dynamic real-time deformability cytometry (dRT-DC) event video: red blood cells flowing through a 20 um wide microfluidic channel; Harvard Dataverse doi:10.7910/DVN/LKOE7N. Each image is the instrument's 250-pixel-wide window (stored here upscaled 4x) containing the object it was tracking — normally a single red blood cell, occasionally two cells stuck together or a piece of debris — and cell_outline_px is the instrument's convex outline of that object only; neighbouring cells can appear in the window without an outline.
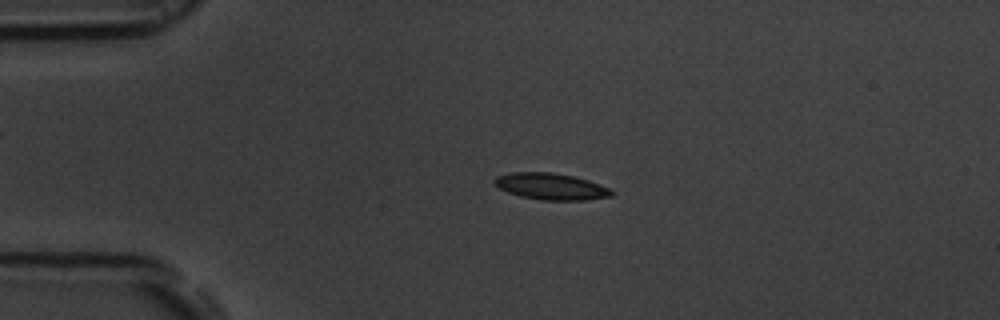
{"species": "common noctule bat (a hibernating species)", "species_latin": "Nyctalus noctula", "temperature_condition": "room temperature", "stored_images_in_passage": 53, "camera_frame_rate_fps": 3000, "um_per_image_px": 0.085, "animal": {"sex": "male", "body_mass_g": 19.5, "forearm_length_mm": 54.6}, "frame": {"image": 1, "passage_image": 12, "time_ms": 3.667, "image_size_px": [1000, 320], "cell_outline_px": [[616, 192], [612, 196], [584, 200], [544, 200], [520, 196], [508, 192], [500, 188], [492, 180], [496, 176], [512, 172], [552, 172], [572, 176], [588, 180], [612, 188]], "centroid_in_image_um": [46.87, 15.84], "position_along_channel_um": 38.1, "area_um2": 18.15}}
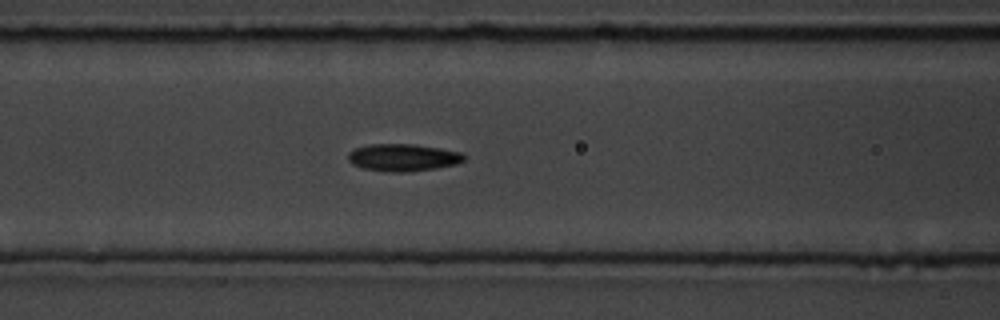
{"frame": {"image": 2, "passage_image": 22, "time_ms": 7.0, "image_size_px": [1000, 320], "cell_outline_px": [[468, 156], [464, 160], [456, 164], [436, 168], [404, 172], [388, 172], [364, 168], [352, 164], [348, 160], [348, 152], [356, 148], [368, 144], [412, 144], [440, 148], [460, 152]], "centroid_in_image_um": [34.26, 13.38], "position_along_channel_um": 132.3, "area_um2": 18.44}}
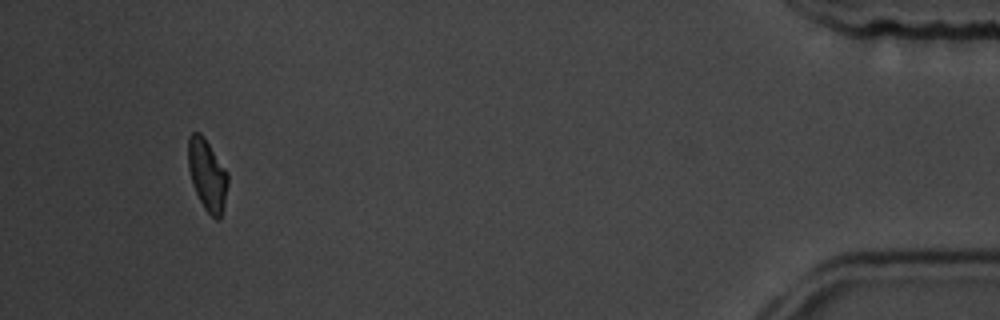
{"frame": {"image": 3, "passage_image": 50, "time_ms": 16.333, "image_size_px": [1000, 320], "cell_outline_px": [[228, 184], [224, 204], [220, 220], [216, 220], [204, 208], [192, 184], [188, 168], [188, 136], [192, 132], [200, 132], [204, 136], [228, 172]], "centroid_in_image_um": [17.61, 14.84], "position_along_channel_um": 417.6, "area_um2": 16.65}, "authors_computed_cell_mechanics": {"area_um2": 17.5712, "velocity_mm_per_s": 3.8317, "shape_relaxation_time_tau1_ms": 4.7772, "shape_relaxation_time_tau2_ms": 7.2277, "deformation_change_tau1": 0.1233, "deformation_change_tau2": 0.1313}}